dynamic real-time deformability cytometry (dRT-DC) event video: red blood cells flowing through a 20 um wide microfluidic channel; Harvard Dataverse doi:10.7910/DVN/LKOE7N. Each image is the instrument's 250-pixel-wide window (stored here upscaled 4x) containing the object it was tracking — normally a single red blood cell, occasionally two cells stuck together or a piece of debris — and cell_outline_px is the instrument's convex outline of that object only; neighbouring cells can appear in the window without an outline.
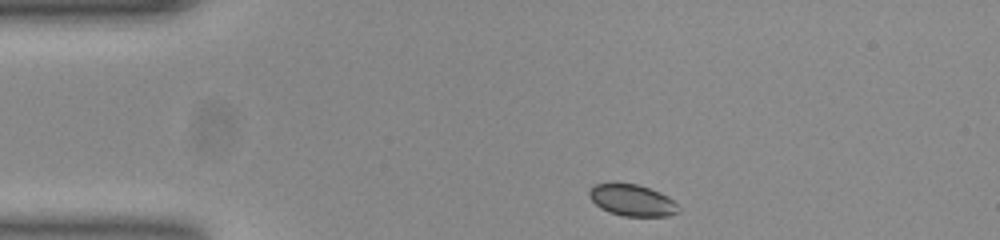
{"species": "common noctule bat (a hibernating species)", "species_latin": "Nyctalus noctula", "temperature_condition": "room temperature", "stored_images_in_passage": 44, "camera_frame_rate_fps": 3000, "um_per_image_px": 0.085, "animal": {"sex": "female", "body_mass_g": 23.0, "forearm_length_mm": 53.4}, "frame": {"image": 1, "passage_image": 1, "time_ms": 0.0, "image_size_px": [1000, 240], "cell_outline_px": [[680, 212], [668, 216], [624, 216], [608, 212], [600, 208], [588, 196], [588, 192], [596, 184], [636, 184], [660, 192], [668, 196], [680, 208]], "centroid_in_image_um": [53.76, 17.04], "position_along_channel_um": 31.2, "area_um2": 16.24}}
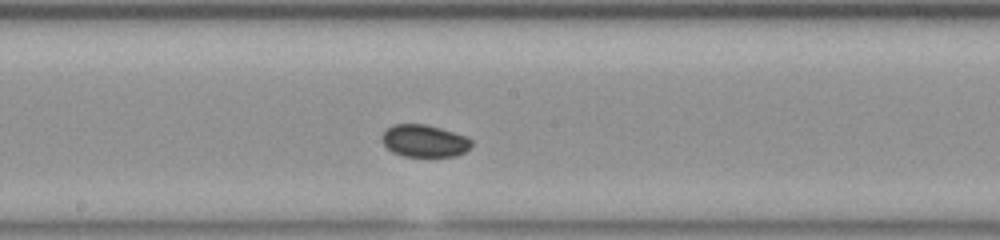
{"frame": {"image": 2, "passage_image": 19, "time_ms": 6.0, "image_size_px": [1000, 240], "cell_outline_px": [[472, 148], [456, 156], [404, 156], [392, 152], [384, 144], [384, 132], [392, 124], [424, 124], [440, 128], [464, 136], [472, 140]], "centroid_in_image_um": [36.1, 11.98], "position_along_channel_um": 212.1, "area_um2": 16.59}}
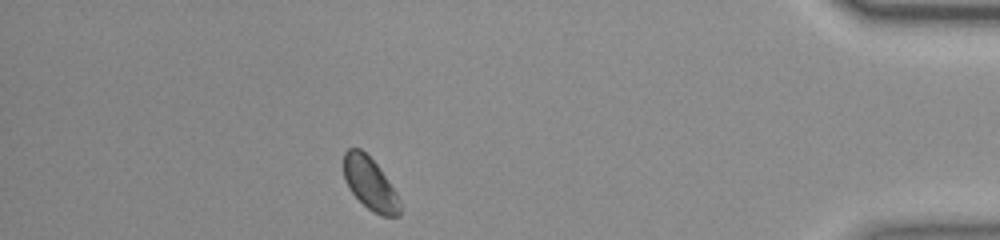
{"frame": {"image": 3, "passage_image": 38, "time_ms": 12.333, "image_size_px": [1000, 240], "cell_outline_px": [[400, 216], [380, 216], [372, 212], [348, 188], [344, 180], [344, 152], [348, 148], [360, 148], [376, 164], [396, 192], [400, 200]], "centroid_in_image_um": [31.44, 15.63], "position_along_channel_um": 403.8, "area_um2": 16.99}, "authors_computed_cell_mechanics": {"area_um2": 17.051, "velocity_mm_per_s": 3.8038, "shape_relaxation_time_tau1_ms": null, "shape_relaxation_time_tau2_ms": 2.0079, "deformation_change_tau1": null, "deformation_change_tau2": 0.0299}}